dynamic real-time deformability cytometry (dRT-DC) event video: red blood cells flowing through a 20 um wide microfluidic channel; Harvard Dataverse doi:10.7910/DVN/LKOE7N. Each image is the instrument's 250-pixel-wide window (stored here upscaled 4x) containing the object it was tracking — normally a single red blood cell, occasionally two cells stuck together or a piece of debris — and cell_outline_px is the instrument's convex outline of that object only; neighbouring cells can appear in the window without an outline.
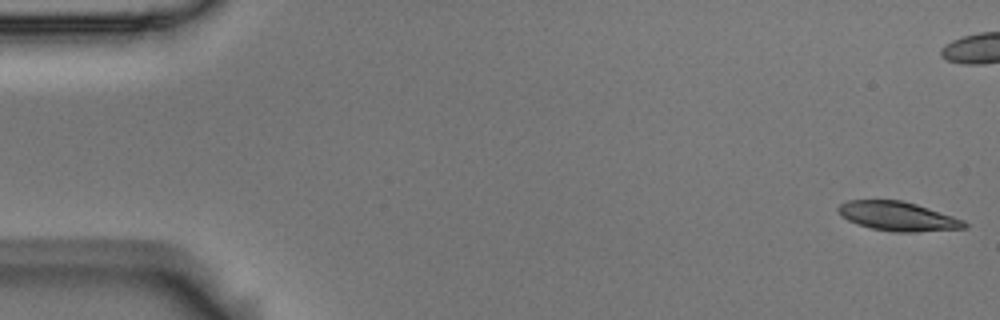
{"species": "Egyptian fruit bat (a non-hibernating species)", "species_latin": "Rousettus aegyptiacus", "temperature_condition": "room temperature", "stored_images_in_passage": 5, "camera_frame_rate_fps": 3000, "um_per_image_px": 0.085, "animal": {"sex": "male"}, "frame": {"image": 1, "passage_image": 1, "time_ms": 0.0, "image_size_px": [1000, 320], "cell_outline_px": [[968, 228], [916, 232], [896, 232], [872, 228], [856, 224], [840, 216], [836, 208], [840, 204], [848, 200], [900, 200], [916, 204], [964, 220], [968, 224]], "centroid_in_image_um": [76.3, 18.39], "position_along_channel_um": 8.7, "area_um2": 21.44}}